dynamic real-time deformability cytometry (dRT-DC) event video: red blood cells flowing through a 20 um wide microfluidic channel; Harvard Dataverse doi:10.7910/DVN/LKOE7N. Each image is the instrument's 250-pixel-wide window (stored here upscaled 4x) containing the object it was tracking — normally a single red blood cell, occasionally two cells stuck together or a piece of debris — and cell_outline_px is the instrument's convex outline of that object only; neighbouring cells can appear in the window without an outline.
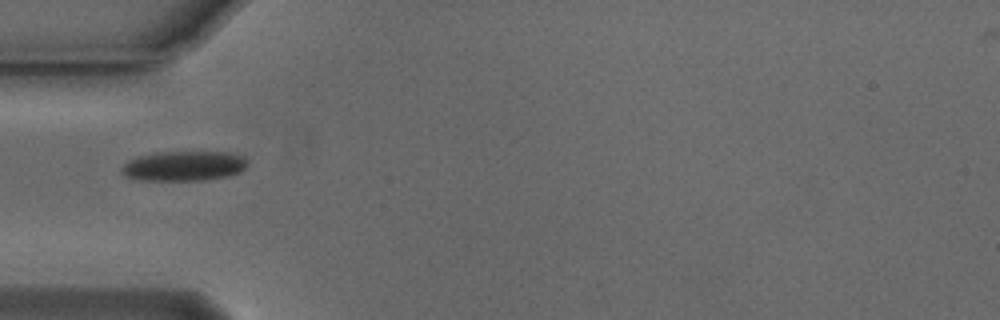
{"species": "Egyptian fruit bat (a non-hibernating species)", "species_latin": "Rousettus aegyptiacus", "temperature_condition": "cold", "stored_images_in_passage": 24, "camera_frame_rate_fps": 3000, "um_per_image_px": 0.085, "animal": {"sex": "male"}, "frame": {"image": 1, "passage_image": 1, "time_ms": 0.0, "image_size_px": [1000, 320], "cell_outline_px": [[248, 164], [240, 172], [224, 176], [204, 180], [140, 180], [124, 176], [120, 172], [120, 168], [128, 160], [136, 156], [156, 152], [228, 152], [244, 156]], "centroid_in_image_um": [15.57, 14.1], "position_along_channel_um": 69.4, "area_um2": 22.02}}
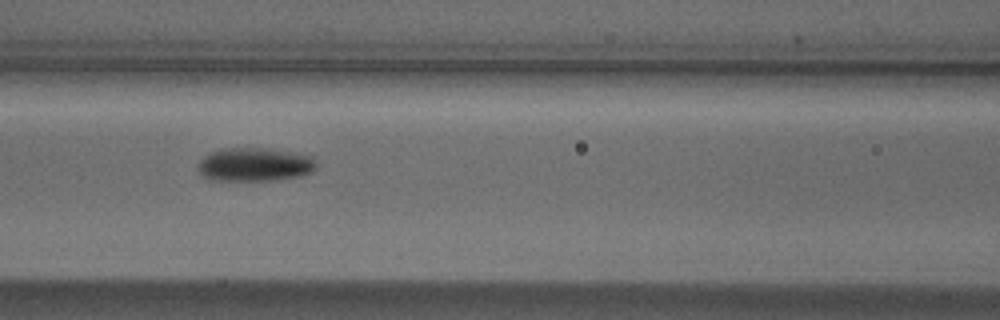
{"frame": {"image": 2, "passage_image": 7, "time_ms": 2.0, "image_size_px": [1000, 320], "cell_outline_px": [[316, 168], [312, 172], [300, 176], [276, 180], [212, 180], [200, 176], [196, 168], [200, 160], [204, 156], [212, 152], [224, 148], [264, 148], [296, 152], [312, 156], [316, 164]], "centroid_in_image_um": [21.63, 13.99], "position_along_channel_um": 145.0, "area_um2": 23.41}}
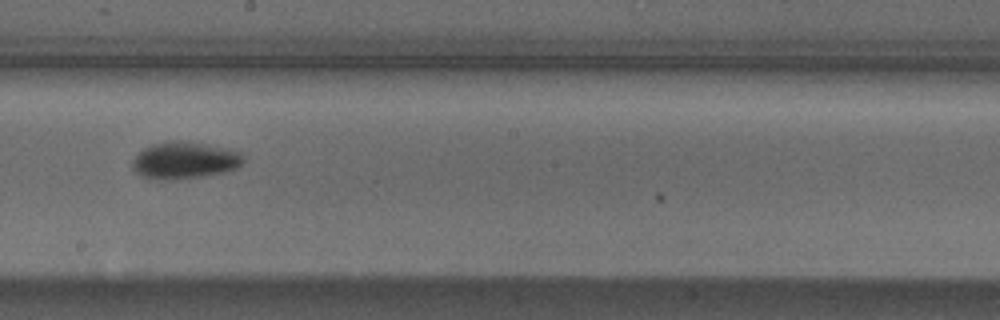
{"frame": {"image": 3, "passage_image": 14, "time_ms": 4.333, "image_size_px": [1000, 320], "cell_outline_px": [[244, 160], [236, 168], [224, 172], [204, 176], [156, 180], [152, 180], [140, 176], [132, 168], [132, 160], [144, 148], [152, 144], [168, 140], [184, 140], [208, 144], [240, 152], [244, 156]], "centroid_in_image_um": [15.66, 13.61], "position_along_channel_um": 232.5, "area_um2": 23.99}}